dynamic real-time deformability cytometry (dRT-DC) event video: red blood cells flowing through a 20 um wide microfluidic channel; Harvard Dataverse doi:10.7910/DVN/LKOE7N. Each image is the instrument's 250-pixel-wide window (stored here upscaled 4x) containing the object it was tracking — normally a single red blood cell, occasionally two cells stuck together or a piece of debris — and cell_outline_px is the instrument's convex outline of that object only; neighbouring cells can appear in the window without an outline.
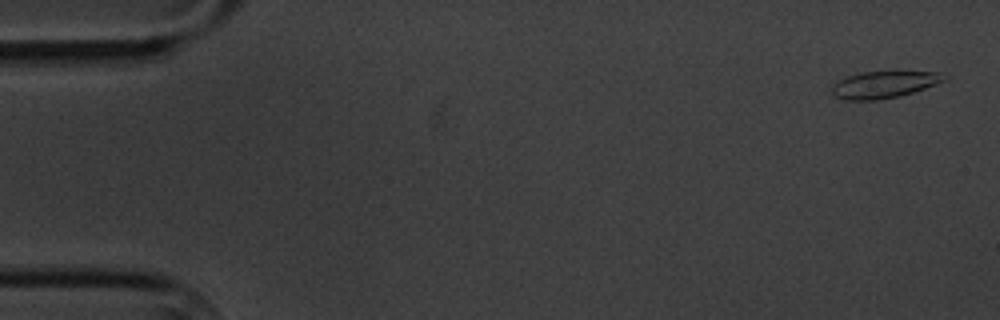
{"species": "common noctule bat (a hibernating species)", "species_latin": "Nyctalus noctula", "temperature_condition": "cold", "stored_images_in_passage": 6, "camera_frame_rate_fps": 3000, "um_per_image_px": 0.085, "animal": {"sex": "male", "body_mass_g": 20.1, "forearm_length_mm": 53.5}, "frame": {"image": 1, "passage_image": 1, "time_ms": 0.0, "image_size_px": [1000, 320], "cell_outline_px": [[948, 80], [900, 96], [876, 100], [848, 100], [836, 96], [832, 92], [832, 84], [848, 76], [860, 72], [896, 68], [940, 72], [948, 76]], "centroid_in_image_um": [75.25, 7.11], "position_along_channel_um": 9.8, "area_um2": 18.55}}